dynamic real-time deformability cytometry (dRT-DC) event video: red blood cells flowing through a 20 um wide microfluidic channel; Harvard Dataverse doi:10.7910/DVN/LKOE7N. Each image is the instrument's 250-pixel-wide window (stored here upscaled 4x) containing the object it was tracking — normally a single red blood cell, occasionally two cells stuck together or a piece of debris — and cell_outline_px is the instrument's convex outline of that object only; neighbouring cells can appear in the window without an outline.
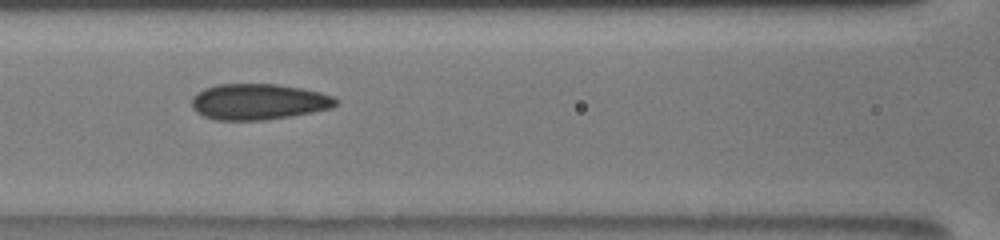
{"species": "human", "species_latin": "Homo sapiens", "temperature_condition": "room temperature", "stored_images_in_passage": 18, "camera_frame_rate_fps": 3000, "um_per_image_px": 0.085, "donor": {"sex": "male"}, "frame": {"image": 1, "passage_image": 13, "time_ms": 5.667, "image_size_px": [1000, 240], "cell_outline_px": [[340, 100], [332, 108], [292, 116], [264, 120], [216, 120], [204, 116], [196, 112], [192, 108], [192, 96], [196, 92], [204, 88], [216, 84], [276, 84], [300, 88], [320, 92], [332, 96]], "centroid_in_image_um": [21.95, 8.65], "position_along_channel_um": 144.6, "area_um2": 30.35}}
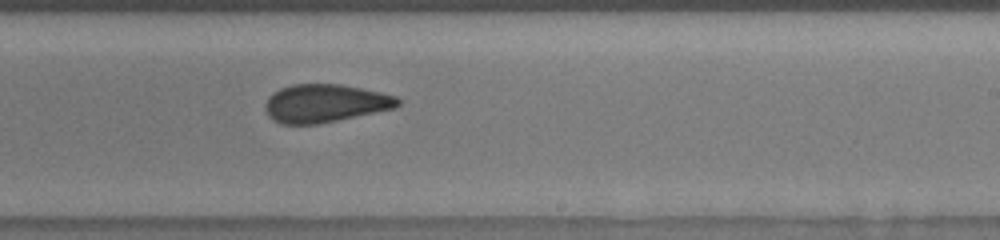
{"frame": {"image": 2, "passage_image": 18, "time_ms": 8.667, "image_size_px": [1000, 240], "cell_outline_px": [[404, 100], [396, 108], [316, 124], [280, 124], [272, 120], [268, 116], [264, 108], [264, 104], [268, 96], [272, 92], [280, 88], [292, 84], [340, 84], [380, 92], [396, 96]], "centroid_in_image_um": [27.61, 8.78], "position_along_channel_um": 261.4, "area_um2": 29.65}}